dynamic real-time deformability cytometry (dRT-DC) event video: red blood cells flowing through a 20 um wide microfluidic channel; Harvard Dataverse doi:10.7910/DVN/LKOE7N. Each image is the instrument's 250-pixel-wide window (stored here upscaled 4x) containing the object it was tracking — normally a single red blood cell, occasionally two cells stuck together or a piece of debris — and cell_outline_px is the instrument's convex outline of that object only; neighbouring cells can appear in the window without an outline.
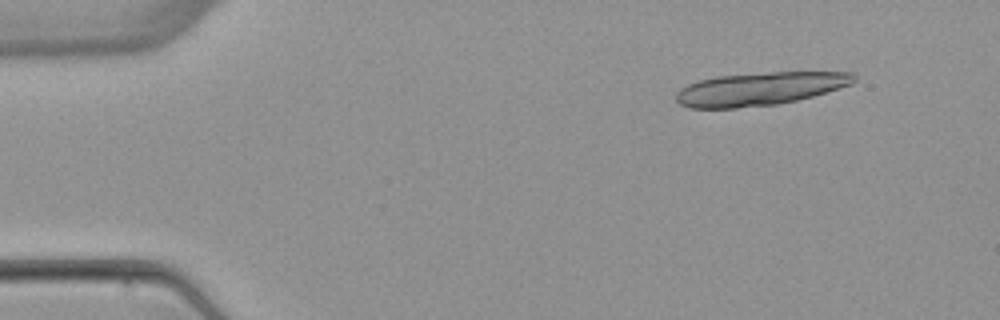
{"species": "common noctule bat (a hibernating species)", "species_latin": "Nyctalus noctula", "temperature_condition": "warm", "stored_images_in_passage": 2, "camera_frame_rate_fps": 3000, "um_per_image_px": 0.085, "animal": {"sex": "female", "body_mass_g": 22.7, "forearm_length_mm": 54.2}, "frame": {"image": 1, "passage_image": 1, "time_ms": 0.0, "image_size_px": [1000, 320], "cell_outline_px": [[856, 80], [852, 84], [812, 96], [796, 100], [776, 104], [736, 108], [688, 108], [680, 104], [676, 100], [676, 92], [680, 88], [688, 84], [700, 80], [716, 76], [772, 72], [852, 72], [856, 76]], "centroid_in_image_um": [64.56, 7.55], "position_along_channel_um": 20.4, "area_um2": 34.22}}